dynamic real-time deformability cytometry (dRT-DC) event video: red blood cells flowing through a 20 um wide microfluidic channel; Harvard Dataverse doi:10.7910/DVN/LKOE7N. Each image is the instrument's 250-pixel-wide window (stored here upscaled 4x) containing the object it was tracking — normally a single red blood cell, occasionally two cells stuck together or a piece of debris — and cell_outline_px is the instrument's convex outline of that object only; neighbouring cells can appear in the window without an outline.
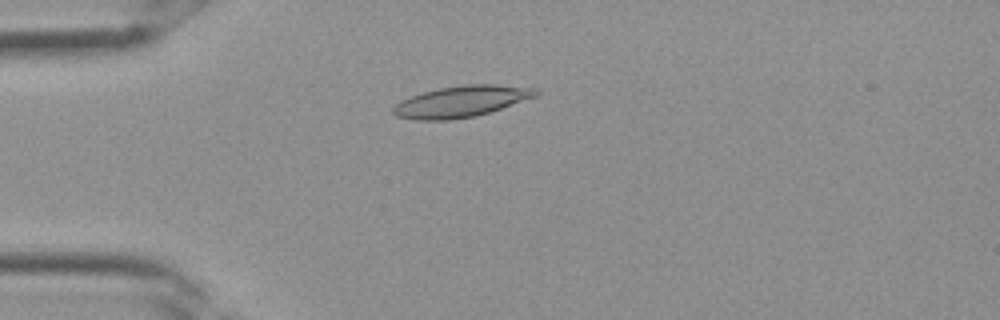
{"species": "Egyptian fruit bat (a non-hibernating species)", "species_latin": "Rousettus aegyptiacus", "temperature_condition": "room temperature", "stored_images_in_passage": 1, "camera_frame_rate_fps": 3000, "um_per_image_px": 0.085, "frame": {"image": 1, "passage_image": 1, "time_ms": 0.0, "image_size_px": [1000, 320], "cell_outline_px": [[540, 92], [536, 96], [476, 116], [452, 120], [412, 120], [396, 116], [392, 112], [392, 108], [400, 100], [436, 88], [464, 84], [496, 84], [540, 88]], "centroid_in_image_um": [39.2, 8.62], "position_along_channel_um": 45.8, "area_um2": 26.13}}